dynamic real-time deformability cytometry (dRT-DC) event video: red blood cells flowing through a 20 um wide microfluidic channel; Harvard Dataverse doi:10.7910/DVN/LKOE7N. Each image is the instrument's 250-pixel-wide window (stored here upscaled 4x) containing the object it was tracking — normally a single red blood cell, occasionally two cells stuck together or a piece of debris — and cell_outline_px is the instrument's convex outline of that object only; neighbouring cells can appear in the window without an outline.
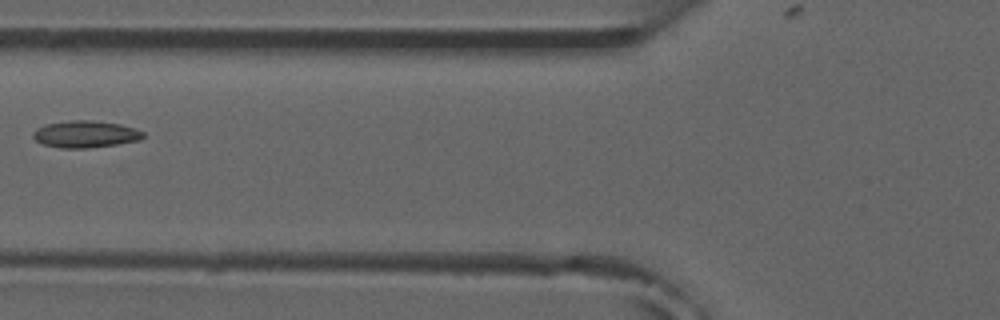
{"species": "common noctule bat (a hibernating species)", "species_latin": "Nyctalus noctula", "temperature_condition": "room temperature", "stored_images_in_passage": 6, "camera_frame_rate_fps": 3000, "um_per_image_px": 0.085, "animal": {"sex": "male", "forearm_length_mm": 52.5}, "frame": {"image": 1, "passage_image": 6, "time_ms": 6.0, "image_size_px": [1000, 320], "cell_outline_px": [[144, 136], [140, 140], [116, 144], [88, 148], [60, 148], [44, 144], [36, 140], [32, 136], [32, 132], [36, 128], [44, 124], [68, 120], [92, 120], [120, 124], [144, 132]], "centroid_in_image_um": [7.22, 11.39], "position_along_channel_um": 118.6, "area_um2": 17.28}}